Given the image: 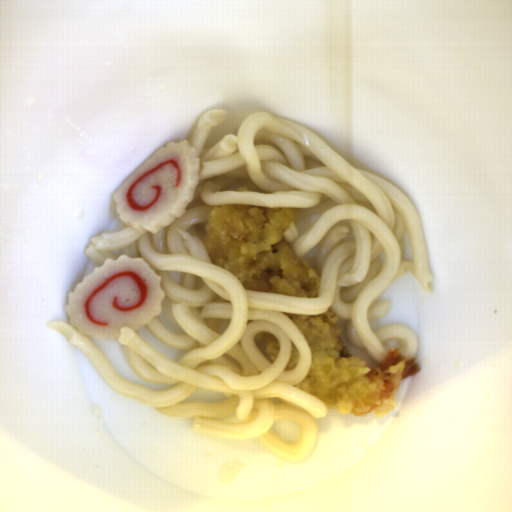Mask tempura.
I'll list each match as a JSON object with an SVG mask.
<instances>
[{"instance_id":"1","label":"tempura","mask_w":512,"mask_h":512,"mask_svg":"<svg viewBox=\"0 0 512 512\" xmlns=\"http://www.w3.org/2000/svg\"><path fill=\"white\" fill-rule=\"evenodd\" d=\"M300 215L293 207L219 203L205 214L201 244L215 266L236 276L243 289L318 298L319 275L282 239Z\"/></svg>"},{"instance_id":"2","label":"tempura","mask_w":512,"mask_h":512,"mask_svg":"<svg viewBox=\"0 0 512 512\" xmlns=\"http://www.w3.org/2000/svg\"><path fill=\"white\" fill-rule=\"evenodd\" d=\"M291 319L312 354L310 368L296 388L320 399L329 410L381 417L397 404L395 395L402 380L415 377L422 367L417 357H406L390 347L371 367L350 353L342 340L337 315L281 313Z\"/></svg>"},{"instance_id":"3","label":"tempura","mask_w":512,"mask_h":512,"mask_svg":"<svg viewBox=\"0 0 512 512\" xmlns=\"http://www.w3.org/2000/svg\"><path fill=\"white\" fill-rule=\"evenodd\" d=\"M254 337L257 343L264 347L265 357L269 362L273 363L281 352V346L277 337L267 332H260L254 335Z\"/></svg>"},{"instance_id":"4","label":"tempura","mask_w":512,"mask_h":512,"mask_svg":"<svg viewBox=\"0 0 512 512\" xmlns=\"http://www.w3.org/2000/svg\"><path fill=\"white\" fill-rule=\"evenodd\" d=\"M290 344H291V351H290L289 361L283 369V371H289V372L295 369V367L297 366V364L300 360L299 349L296 347V345L291 340H290Z\"/></svg>"}]
</instances>
